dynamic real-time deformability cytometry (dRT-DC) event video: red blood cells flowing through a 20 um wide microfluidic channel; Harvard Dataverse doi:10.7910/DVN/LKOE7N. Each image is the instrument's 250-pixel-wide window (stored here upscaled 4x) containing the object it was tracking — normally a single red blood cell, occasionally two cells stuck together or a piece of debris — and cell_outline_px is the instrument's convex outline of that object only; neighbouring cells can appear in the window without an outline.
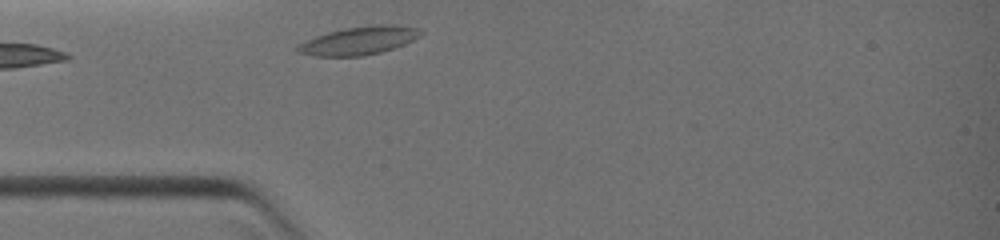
{"species": "common noctule bat (a hibernating species)", "species_latin": "Nyctalus noctula", "temperature_condition": "warm", "stored_images_in_passage": 2, "camera_frame_rate_fps": 3000, "um_per_image_px": 0.085, "animal": {"sex": "female", "body_mass_g": 19.0, "forearm_length_mm": 51.5}, "frame": {"image": 1, "passage_image": 2, "time_ms": 0.667, "image_size_px": [1000, 240], "cell_outline_px": [[424, 32], [420, 36], [404, 44], [380, 52], [364, 56], [312, 56], [296, 52], [296, 48], [300, 44], [316, 36], [328, 32], [344, 28], [380, 24], [392, 24], [420, 28]], "centroid_in_image_um": [30.53, 3.45], "position_along_channel_um": 54.5, "area_um2": 20.11}}